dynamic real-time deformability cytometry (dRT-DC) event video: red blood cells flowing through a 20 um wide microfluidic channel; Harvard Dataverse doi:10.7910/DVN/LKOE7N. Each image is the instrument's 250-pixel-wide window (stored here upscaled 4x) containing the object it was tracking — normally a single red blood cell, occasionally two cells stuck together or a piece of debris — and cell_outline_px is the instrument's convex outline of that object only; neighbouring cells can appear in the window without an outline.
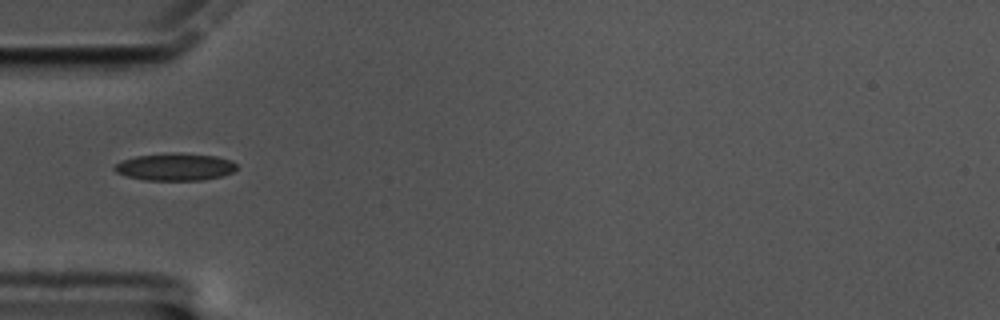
{"species": "common noctule bat (a hibernating species)", "species_latin": "Nyctalus noctula", "temperature_condition": "cold", "stored_images_in_passage": 41, "camera_frame_rate_fps": 3000, "um_per_image_px": 0.085, "animal": {"sex": "male", "body_mass_g": 17.5, "forearm_length_mm": 52.3}, "frame": {"image": 1, "passage_image": 1, "time_ms": 0.0, "image_size_px": [1000, 320], "cell_outline_px": [[236, 168], [232, 172], [224, 176], [200, 180], [144, 180], [128, 176], [116, 172], [112, 168], [120, 160], [136, 156], [168, 152], [180, 152], [216, 156], [232, 160], [236, 164]], "centroid_in_image_um": [14.88, 14.17], "position_along_channel_um": 70.1, "area_um2": 19.71}}
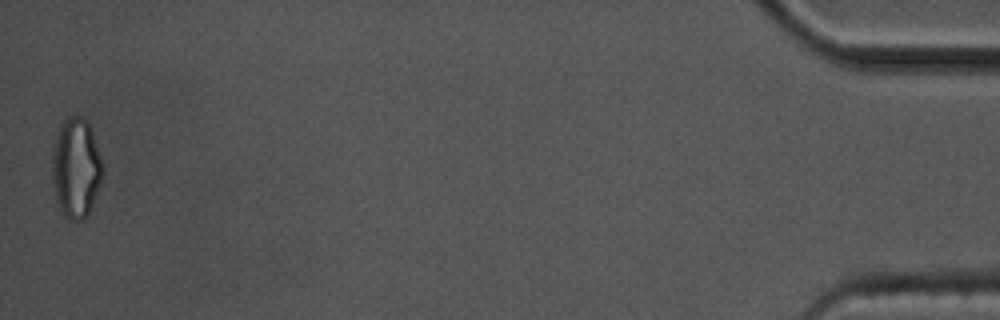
{"frame": {"image": 2, "passage_image": 41, "time_ms": 13.333, "image_size_px": [1000, 320], "cell_outline_px": [[104, 172], [88, 216], [84, 220], [72, 220], [64, 216], [60, 212], [56, 200], [52, 184], [52, 152], [56, 136], [64, 120], [68, 116], [80, 116], [88, 124], [92, 132], [104, 164]], "centroid_in_image_um": [6.46, 14.32], "position_along_channel_um": 428.7, "area_um2": 29.59}, "authors_computed_cell_mechanics": {"area_um2": 18.9584, "velocity_mm_per_s": 3.3884, "shape_relaxation_time_tau1_ms": 3.9948, "shape_relaxation_time_tau2_ms": 2.355, "deformation_change_tau1": 0.1347, "deformation_change_tau2": 0.0901}}